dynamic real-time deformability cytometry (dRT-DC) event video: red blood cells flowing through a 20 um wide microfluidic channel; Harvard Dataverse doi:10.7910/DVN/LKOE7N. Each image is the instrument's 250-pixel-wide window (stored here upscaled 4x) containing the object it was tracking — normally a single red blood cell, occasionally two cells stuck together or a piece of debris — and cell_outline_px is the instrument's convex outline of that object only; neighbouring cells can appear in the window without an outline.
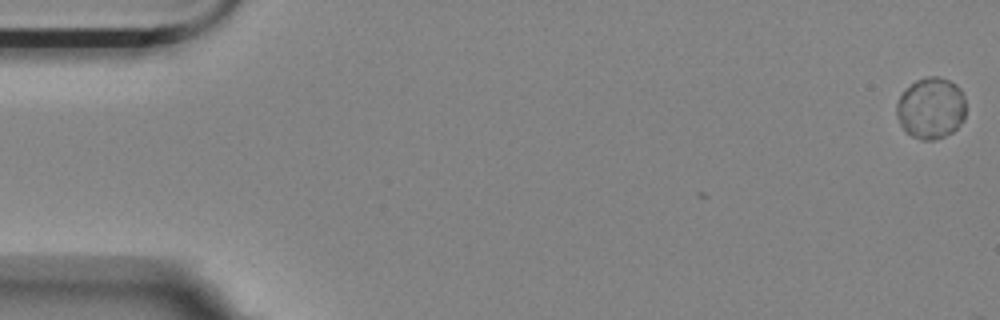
{"species": "Egyptian fruit bat (a non-hibernating species)", "species_latin": "Rousettus aegyptiacus", "temperature_condition": "room temperature", "stored_images_in_passage": 4, "camera_frame_rate_fps": 3000, "um_per_image_px": 0.085, "animal": {"sex": "female"}, "frame": {"image": 1, "passage_image": 1, "time_ms": 0.0, "image_size_px": [1000, 320], "cell_outline_px": [[964, 120], [952, 132], [944, 136], [932, 140], [920, 140], [912, 136], [900, 124], [896, 116], [896, 104], [900, 96], [916, 80], [928, 76], [936, 76], [948, 80], [956, 84], [960, 88], [964, 96]], "centroid_in_image_um": [79.13, 9.19], "position_along_channel_um": 5.9, "area_um2": 24.62}}